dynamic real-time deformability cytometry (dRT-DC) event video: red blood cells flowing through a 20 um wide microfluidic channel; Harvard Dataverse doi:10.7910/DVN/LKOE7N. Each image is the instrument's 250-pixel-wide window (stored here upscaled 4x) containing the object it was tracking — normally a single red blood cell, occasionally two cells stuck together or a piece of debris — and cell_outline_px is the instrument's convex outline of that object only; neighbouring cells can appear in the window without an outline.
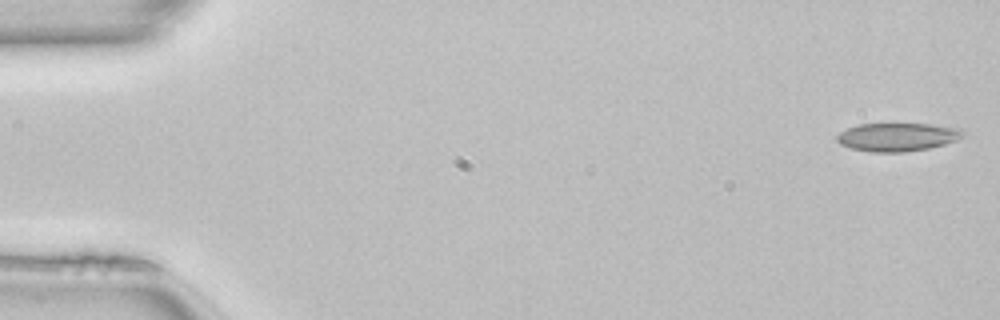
{"species": "common noctule bat (a hibernating species)", "species_latin": "Nyctalus noctula", "temperature_condition": "room temperature", "stored_images_in_passage": 49, "camera_frame_rate_fps": 3000, "um_per_image_px": 0.085, "animal": {"sex": "female", "body_mass_g": 22.7, "forearm_length_mm": 54.2}, "frame": {"image": 1, "passage_image": 1, "time_ms": 0.0, "image_size_px": [1000, 320], "cell_outline_px": [[968, 132], [964, 136], [956, 140], [944, 144], [928, 148], [904, 152], [872, 152], [852, 148], [840, 144], [836, 140], [836, 136], [840, 132], [848, 128], [860, 124], [928, 124], [960, 128]], "centroid_in_image_um": [76.31, 11.64], "position_along_channel_um": 8.7, "area_um2": 20.75}}
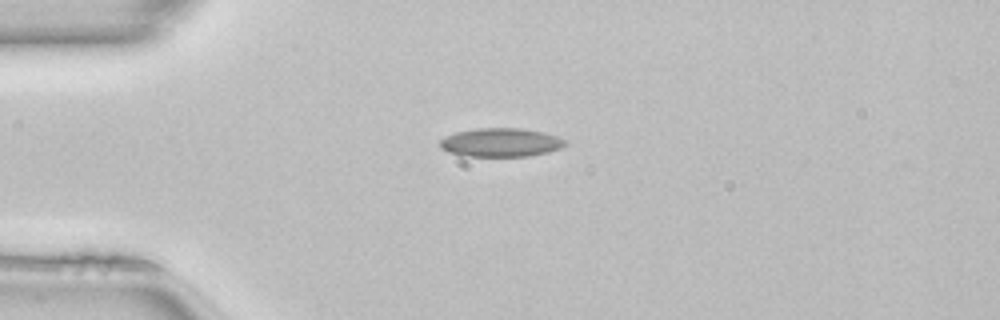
{"frame": {"image": 2, "passage_image": 12, "time_ms": 3.667, "image_size_px": [1000, 320], "cell_outline_px": [[568, 144], [560, 148], [548, 152], [528, 156], [460, 156], [448, 152], [440, 148], [440, 140], [444, 136], [456, 132], [476, 128], [520, 128], [544, 132], [568, 140]], "centroid_in_image_um": [42.56, 12.11], "position_along_channel_um": 42.4, "area_um2": 21.15}}
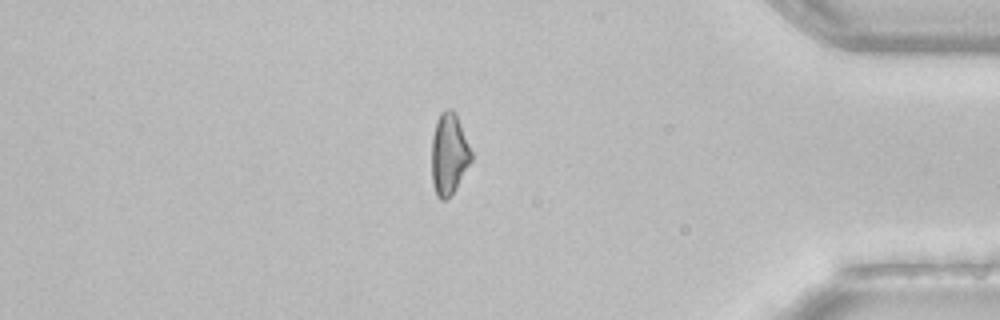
{"frame": {"image": 3, "passage_image": 42, "time_ms": 13.667, "image_size_px": [1000, 320], "cell_outline_px": [[472, 160], [456, 188], [444, 200], [440, 200], [436, 196], [432, 184], [432, 136], [436, 120], [440, 112], [444, 108], [452, 108], [456, 112], [472, 152]], "centroid_in_image_um": [38.15, 13.05], "position_along_channel_um": 397.0, "area_um2": 19.02}, "authors_computed_cell_mechanics": {"area_um2": 20.23, "velocity_mm_per_s": 4.1144, "shape_relaxation_time_tau1_ms": null, "shape_relaxation_time_tau2_ms": 2.1884, "deformation_change_tau1": null, "deformation_change_tau2": 0.0747}}